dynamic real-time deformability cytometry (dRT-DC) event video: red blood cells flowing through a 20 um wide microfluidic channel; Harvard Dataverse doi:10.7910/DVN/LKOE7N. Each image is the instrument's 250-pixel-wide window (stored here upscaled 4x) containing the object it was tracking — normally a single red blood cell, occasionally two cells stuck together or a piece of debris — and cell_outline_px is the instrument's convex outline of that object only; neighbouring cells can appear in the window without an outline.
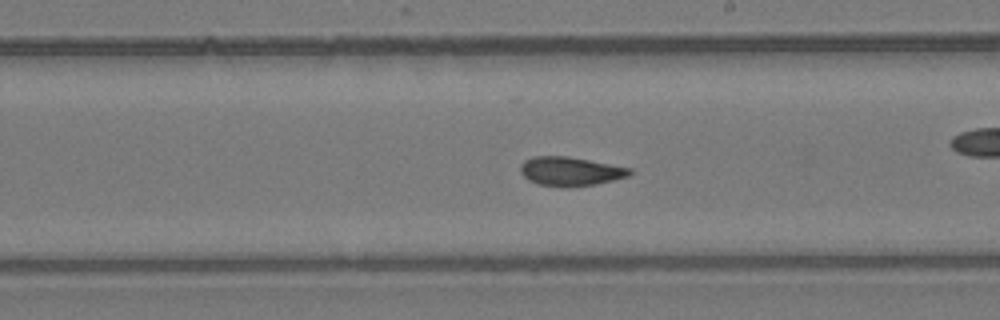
{"species": "common noctule bat (a hibernating species)", "species_latin": "Nyctalus noctula", "temperature_condition": "room temperature", "stored_images_in_passage": 56, "camera_frame_rate_fps": 3000, "um_per_image_px": 0.085, "animal": {"sex": "female", "body_mass_g": 24.6, "forearm_length_mm": 56.2}, "frame": {"image": 1, "passage_image": 32, "time_ms": 10.333, "image_size_px": [1000, 320], "cell_outline_px": [[628, 172], [620, 176], [588, 184], [544, 184], [532, 180], [524, 172], [524, 164], [528, 160], [544, 156], [552, 156], [584, 160], [624, 168]], "centroid_in_image_um": [48.39, 14.53], "position_along_channel_um": 240.6, "area_um2": 15.32}, "authors_computed_cell_mechanics": {"area_um2": 15.5771, "velocity_mm_per_s": 3.8903, "shape_relaxation_time_tau1_ms": null, "shape_relaxation_time_tau2_ms": 2.7154, "deformation_change_tau1": null, "deformation_change_tau2": 0.0735}}